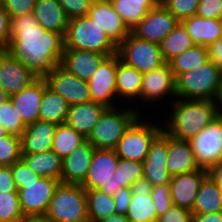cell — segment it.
Masks as SVG:
<instances>
[{
	"instance_id": "obj_1",
	"label": "cell",
	"mask_w": 222,
	"mask_h": 222,
	"mask_svg": "<svg viewBox=\"0 0 222 222\" xmlns=\"http://www.w3.org/2000/svg\"><path fill=\"white\" fill-rule=\"evenodd\" d=\"M10 39L7 50L38 77H45L61 64L63 37L45 30L33 13L11 18Z\"/></svg>"
},
{
	"instance_id": "obj_2",
	"label": "cell",
	"mask_w": 222,
	"mask_h": 222,
	"mask_svg": "<svg viewBox=\"0 0 222 222\" xmlns=\"http://www.w3.org/2000/svg\"><path fill=\"white\" fill-rule=\"evenodd\" d=\"M167 102L172 112L163 120V131L177 140L189 141L218 116L216 101L176 98Z\"/></svg>"
},
{
	"instance_id": "obj_3",
	"label": "cell",
	"mask_w": 222,
	"mask_h": 222,
	"mask_svg": "<svg viewBox=\"0 0 222 222\" xmlns=\"http://www.w3.org/2000/svg\"><path fill=\"white\" fill-rule=\"evenodd\" d=\"M176 96L186 100L215 101L222 85L220 68L211 60L175 78Z\"/></svg>"
},
{
	"instance_id": "obj_4",
	"label": "cell",
	"mask_w": 222,
	"mask_h": 222,
	"mask_svg": "<svg viewBox=\"0 0 222 222\" xmlns=\"http://www.w3.org/2000/svg\"><path fill=\"white\" fill-rule=\"evenodd\" d=\"M134 108H106L86 140L95 149L114 150L126 129L141 113L140 109Z\"/></svg>"
},
{
	"instance_id": "obj_5",
	"label": "cell",
	"mask_w": 222,
	"mask_h": 222,
	"mask_svg": "<svg viewBox=\"0 0 222 222\" xmlns=\"http://www.w3.org/2000/svg\"><path fill=\"white\" fill-rule=\"evenodd\" d=\"M64 48L93 51L106 56L117 53V45L89 16L70 19Z\"/></svg>"
},
{
	"instance_id": "obj_6",
	"label": "cell",
	"mask_w": 222,
	"mask_h": 222,
	"mask_svg": "<svg viewBox=\"0 0 222 222\" xmlns=\"http://www.w3.org/2000/svg\"><path fill=\"white\" fill-rule=\"evenodd\" d=\"M44 218L48 222H89L86 189L80 184L60 182Z\"/></svg>"
},
{
	"instance_id": "obj_7",
	"label": "cell",
	"mask_w": 222,
	"mask_h": 222,
	"mask_svg": "<svg viewBox=\"0 0 222 222\" xmlns=\"http://www.w3.org/2000/svg\"><path fill=\"white\" fill-rule=\"evenodd\" d=\"M142 117L144 113L130 124L114 149L119 158L144 162L151 143L163 131L161 124L146 121Z\"/></svg>"
},
{
	"instance_id": "obj_8",
	"label": "cell",
	"mask_w": 222,
	"mask_h": 222,
	"mask_svg": "<svg viewBox=\"0 0 222 222\" xmlns=\"http://www.w3.org/2000/svg\"><path fill=\"white\" fill-rule=\"evenodd\" d=\"M117 53L122 62L141 73L149 72L166 63L159 44L138 39L132 33L117 46Z\"/></svg>"
},
{
	"instance_id": "obj_9",
	"label": "cell",
	"mask_w": 222,
	"mask_h": 222,
	"mask_svg": "<svg viewBox=\"0 0 222 222\" xmlns=\"http://www.w3.org/2000/svg\"><path fill=\"white\" fill-rule=\"evenodd\" d=\"M200 168L209 169L222 161V118L218 115L189 140Z\"/></svg>"
},
{
	"instance_id": "obj_10",
	"label": "cell",
	"mask_w": 222,
	"mask_h": 222,
	"mask_svg": "<svg viewBox=\"0 0 222 222\" xmlns=\"http://www.w3.org/2000/svg\"><path fill=\"white\" fill-rule=\"evenodd\" d=\"M118 160L115 150L95 149L87 176L81 185L86 190L101 189L113 196L117 191V181L113 175Z\"/></svg>"
},
{
	"instance_id": "obj_11",
	"label": "cell",
	"mask_w": 222,
	"mask_h": 222,
	"mask_svg": "<svg viewBox=\"0 0 222 222\" xmlns=\"http://www.w3.org/2000/svg\"><path fill=\"white\" fill-rule=\"evenodd\" d=\"M59 184V180L48 177H40L37 181L22 184V189L17 191L24 217H44Z\"/></svg>"
},
{
	"instance_id": "obj_12",
	"label": "cell",
	"mask_w": 222,
	"mask_h": 222,
	"mask_svg": "<svg viewBox=\"0 0 222 222\" xmlns=\"http://www.w3.org/2000/svg\"><path fill=\"white\" fill-rule=\"evenodd\" d=\"M116 69L117 53L106 56L88 81L92 101L106 108L117 107L119 104L116 95Z\"/></svg>"
},
{
	"instance_id": "obj_13",
	"label": "cell",
	"mask_w": 222,
	"mask_h": 222,
	"mask_svg": "<svg viewBox=\"0 0 222 222\" xmlns=\"http://www.w3.org/2000/svg\"><path fill=\"white\" fill-rule=\"evenodd\" d=\"M44 79L47 86L70 106L92 101L88 82L69 73L61 65H57Z\"/></svg>"
},
{
	"instance_id": "obj_14",
	"label": "cell",
	"mask_w": 222,
	"mask_h": 222,
	"mask_svg": "<svg viewBox=\"0 0 222 222\" xmlns=\"http://www.w3.org/2000/svg\"><path fill=\"white\" fill-rule=\"evenodd\" d=\"M179 21L162 5L149 10L146 16L131 30L143 41L160 44L178 25Z\"/></svg>"
},
{
	"instance_id": "obj_15",
	"label": "cell",
	"mask_w": 222,
	"mask_h": 222,
	"mask_svg": "<svg viewBox=\"0 0 222 222\" xmlns=\"http://www.w3.org/2000/svg\"><path fill=\"white\" fill-rule=\"evenodd\" d=\"M166 96L173 100L177 98L175 76L168 63L143 73L140 101L154 104V101H162Z\"/></svg>"
},
{
	"instance_id": "obj_16",
	"label": "cell",
	"mask_w": 222,
	"mask_h": 222,
	"mask_svg": "<svg viewBox=\"0 0 222 222\" xmlns=\"http://www.w3.org/2000/svg\"><path fill=\"white\" fill-rule=\"evenodd\" d=\"M37 78L8 50L0 52V86L9 96L25 89Z\"/></svg>"
},
{
	"instance_id": "obj_17",
	"label": "cell",
	"mask_w": 222,
	"mask_h": 222,
	"mask_svg": "<svg viewBox=\"0 0 222 222\" xmlns=\"http://www.w3.org/2000/svg\"><path fill=\"white\" fill-rule=\"evenodd\" d=\"M168 158V135L162 131L151 143L149 153L143 162V178L152 187L170 184L172 176L166 168Z\"/></svg>"
},
{
	"instance_id": "obj_18",
	"label": "cell",
	"mask_w": 222,
	"mask_h": 222,
	"mask_svg": "<svg viewBox=\"0 0 222 222\" xmlns=\"http://www.w3.org/2000/svg\"><path fill=\"white\" fill-rule=\"evenodd\" d=\"M208 175L207 169L199 168L191 173L172 176L170 182V196L173 205L192 210L198 190L204 178Z\"/></svg>"
},
{
	"instance_id": "obj_19",
	"label": "cell",
	"mask_w": 222,
	"mask_h": 222,
	"mask_svg": "<svg viewBox=\"0 0 222 222\" xmlns=\"http://www.w3.org/2000/svg\"><path fill=\"white\" fill-rule=\"evenodd\" d=\"M132 198L126 213L129 222H157L158 216L151 197L152 185L141 178L131 186Z\"/></svg>"
},
{
	"instance_id": "obj_20",
	"label": "cell",
	"mask_w": 222,
	"mask_h": 222,
	"mask_svg": "<svg viewBox=\"0 0 222 222\" xmlns=\"http://www.w3.org/2000/svg\"><path fill=\"white\" fill-rule=\"evenodd\" d=\"M88 16L105 31L117 46L131 33L109 0L92 3Z\"/></svg>"
},
{
	"instance_id": "obj_21",
	"label": "cell",
	"mask_w": 222,
	"mask_h": 222,
	"mask_svg": "<svg viewBox=\"0 0 222 222\" xmlns=\"http://www.w3.org/2000/svg\"><path fill=\"white\" fill-rule=\"evenodd\" d=\"M43 93L44 77H38L28 87L10 96L11 102L26 126L39 120Z\"/></svg>"
},
{
	"instance_id": "obj_22",
	"label": "cell",
	"mask_w": 222,
	"mask_h": 222,
	"mask_svg": "<svg viewBox=\"0 0 222 222\" xmlns=\"http://www.w3.org/2000/svg\"><path fill=\"white\" fill-rule=\"evenodd\" d=\"M95 148L89 141L77 147L69 156L63 159L61 183L82 184L91 165Z\"/></svg>"
},
{
	"instance_id": "obj_23",
	"label": "cell",
	"mask_w": 222,
	"mask_h": 222,
	"mask_svg": "<svg viewBox=\"0 0 222 222\" xmlns=\"http://www.w3.org/2000/svg\"><path fill=\"white\" fill-rule=\"evenodd\" d=\"M106 55L85 50L64 48L61 66L69 73L89 81Z\"/></svg>"
},
{
	"instance_id": "obj_24",
	"label": "cell",
	"mask_w": 222,
	"mask_h": 222,
	"mask_svg": "<svg viewBox=\"0 0 222 222\" xmlns=\"http://www.w3.org/2000/svg\"><path fill=\"white\" fill-rule=\"evenodd\" d=\"M57 125L37 120L26 126L21 135L22 154H36L52 150Z\"/></svg>"
},
{
	"instance_id": "obj_25",
	"label": "cell",
	"mask_w": 222,
	"mask_h": 222,
	"mask_svg": "<svg viewBox=\"0 0 222 222\" xmlns=\"http://www.w3.org/2000/svg\"><path fill=\"white\" fill-rule=\"evenodd\" d=\"M166 168L171 176L191 173L200 168L196 164L189 141L177 140L168 135Z\"/></svg>"
},
{
	"instance_id": "obj_26",
	"label": "cell",
	"mask_w": 222,
	"mask_h": 222,
	"mask_svg": "<svg viewBox=\"0 0 222 222\" xmlns=\"http://www.w3.org/2000/svg\"><path fill=\"white\" fill-rule=\"evenodd\" d=\"M33 14L45 30L60 34L64 38L69 19L57 0H36Z\"/></svg>"
},
{
	"instance_id": "obj_27",
	"label": "cell",
	"mask_w": 222,
	"mask_h": 222,
	"mask_svg": "<svg viewBox=\"0 0 222 222\" xmlns=\"http://www.w3.org/2000/svg\"><path fill=\"white\" fill-rule=\"evenodd\" d=\"M195 45L208 47L222 38V20L194 15L180 22Z\"/></svg>"
},
{
	"instance_id": "obj_28",
	"label": "cell",
	"mask_w": 222,
	"mask_h": 222,
	"mask_svg": "<svg viewBox=\"0 0 222 222\" xmlns=\"http://www.w3.org/2000/svg\"><path fill=\"white\" fill-rule=\"evenodd\" d=\"M105 109L104 105L93 101L72 105L65 123L87 138Z\"/></svg>"
},
{
	"instance_id": "obj_29",
	"label": "cell",
	"mask_w": 222,
	"mask_h": 222,
	"mask_svg": "<svg viewBox=\"0 0 222 222\" xmlns=\"http://www.w3.org/2000/svg\"><path fill=\"white\" fill-rule=\"evenodd\" d=\"M142 79L143 73L122 62L117 53L116 95L119 101L123 99L127 102L126 100L129 99V103L137 102V100L140 102Z\"/></svg>"
},
{
	"instance_id": "obj_30",
	"label": "cell",
	"mask_w": 222,
	"mask_h": 222,
	"mask_svg": "<svg viewBox=\"0 0 222 222\" xmlns=\"http://www.w3.org/2000/svg\"><path fill=\"white\" fill-rule=\"evenodd\" d=\"M109 1L130 31L146 16L149 10L156 8L161 4V0Z\"/></svg>"
},
{
	"instance_id": "obj_31",
	"label": "cell",
	"mask_w": 222,
	"mask_h": 222,
	"mask_svg": "<svg viewBox=\"0 0 222 222\" xmlns=\"http://www.w3.org/2000/svg\"><path fill=\"white\" fill-rule=\"evenodd\" d=\"M21 159L40 177L54 178L61 182L63 160L54 151L22 154Z\"/></svg>"
},
{
	"instance_id": "obj_32",
	"label": "cell",
	"mask_w": 222,
	"mask_h": 222,
	"mask_svg": "<svg viewBox=\"0 0 222 222\" xmlns=\"http://www.w3.org/2000/svg\"><path fill=\"white\" fill-rule=\"evenodd\" d=\"M70 105L68 102L47 86L44 79V93L41 101L39 120L56 125L66 122Z\"/></svg>"
},
{
	"instance_id": "obj_33",
	"label": "cell",
	"mask_w": 222,
	"mask_h": 222,
	"mask_svg": "<svg viewBox=\"0 0 222 222\" xmlns=\"http://www.w3.org/2000/svg\"><path fill=\"white\" fill-rule=\"evenodd\" d=\"M193 214H206L222 211V190L207 175L200 185L191 210Z\"/></svg>"
},
{
	"instance_id": "obj_34",
	"label": "cell",
	"mask_w": 222,
	"mask_h": 222,
	"mask_svg": "<svg viewBox=\"0 0 222 222\" xmlns=\"http://www.w3.org/2000/svg\"><path fill=\"white\" fill-rule=\"evenodd\" d=\"M89 222H98L116 213L115 201L101 189L86 190Z\"/></svg>"
},
{
	"instance_id": "obj_35",
	"label": "cell",
	"mask_w": 222,
	"mask_h": 222,
	"mask_svg": "<svg viewBox=\"0 0 222 222\" xmlns=\"http://www.w3.org/2000/svg\"><path fill=\"white\" fill-rule=\"evenodd\" d=\"M209 60L208 49L205 46L194 45L185 52L171 59L168 64L175 78L182 73L189 72Z\"/></svg>"
},
{
	"instance_id": "obj_36",
	"label": "cell",
	"mask_w": 222,
	"mask_h": 222,
	"mask_svg": "<svg viewBox=\"0 0 222 222\" xmlns=\"http://www.w3.org/2000/svg\"><path fill=\"white\" fill-rule=\"evenodd\" d=\"M163 59L168 63L195 44L184 26L179 22L171 33L159 44Z\"/></svg>"
},
{
	"instance_id": "obj_37",
	"label": "cell",
	"mask_w": 222,
	"mask_h": 222,
	"mask_svg": "<svg viewBox=\"0 0 222 222\" xmlns=\"http://www.w3.org/2000/svg\"><path fill=\"white\" fill-rule=\"evenodd\" d=\"M85 141L86 138L82 134L66 123L59 124L54 134L52 151L63 160Z\"/></svg>"
},
{
	"instance_id": "obj_38",
	"label": "cell",
	"mask_w": 222,
	"mask_h": 222,
	"mask_svg": "<svg viewBox=\"0 0 222 222\" xmlns=\"http://www.w3.org/2000/svg\"><path fill=\"white\" fill-rule=\"evenodd\" d=\"M117 190L131 188L132 184L143 178V162L119 158L115 174Z\"/></svg>"
},
{
	"instance_id": "obj_39",
	"label": "cell",
	"mask_w": 222,
	"mask_h": 222,
	"mask_svg": "<svg viewBox=\"0 0 222 222\" xmlns=\"http://www.w3.org/2000/svg\"><path fill=\"white\" fill-rule=\"evenodd\" d=\"M23 218L18 192H0V222H19Z\"/></svg>"
},
{
	"instance_id": "obj_40",
	"label": "cell",
	"mask_w": 222,
	"mask_h": 222,
	"mask_svg": "<svg viewBox=\"0 0 222 222\" xmlns=\"http://www.w3.org/2000/svg\"><path fill=\"white\" fill-rule=\"evenodd\" d=\"M0 125L5 128L9 134L21 137L26 125L18 115L11 100L0 104Z\"/></svg>"
},
{
	"instance_id": "obj_41",
	"label": "cell",
	"mask_w": 222,
	"mask_h": 222,
	"mask_svg": "<svg viewBox=\"0 0 222 222\" xmlns=\"http://www.w3.org/2000/svg\"><path fill=\"white\" fill-rule=\"evenodd\" d=\"M21 157V137L9 134L0 138V167L11 166Z\"/></svg>"
},
{
	"instance_id": "obj_42",
	"label": "cell",
	"mask_w": 222,
	"mask_h": 222,
	"mask_svg": "<svg viewBox=\"0 0 222 222\" xmlns=\"http://www.w3.org/2000/svg\"><path fill=\"white\" fill-rule=\"evenodd\" d=\"M161 4L181 22L196 15L199 0H161Z\"/></svg>"
},
{
	"instance_id": "obj_43",
	"label": "cell",
	"mask_w": 222,
	"mask_h": 222,
	"mask_svg": "<svg viewBox=\"0 0 222 222\" xmlns=\"http://www.w3.org/2000/svg\"><path fill=\"white\" fill-rule=\"evenodd\" d=\"M151 197L158 217L162 216L173 205L170 196V184L152 187Z\"/></svg>"
},
{
	"instance_id": "obj_44",
	"label": "cell",
	"mask_w": 222,
	"mask_h": 222,
	"mask_svg": "<svg viewBox=\"0 0 222 222\" xmlns=\"http://www.w3.org/2000/svg\"><path fill=\"white\" fill-rule=\"evenodd\" d=\"M10 167L17 190L22 189V184H29L30 182L37 181L40 178L39 175L28 168L22 159L16 161Z\"/></svg>"
},
{
	"instance_id": "obj_45",
	"label": "cell",
	"mask_w": 222,
	"mask_h": 222,
	"mask_svg": "<svg viewBox=\"0 0 222 222\" xmlns=\"http://www.w3.org/2000/svg\"><path fill=\"white\" fill-rule=\"evenodd\" d=\"M67 18L73 19L82 16H88L91 2L89 0H57Z\"/></svg>"
},
{
	"instance_id": "obj_46",
	"label": "cell",
	"mask_w": 222,
	"mask_h": 222,
	"mask_svg": "<svg viewBox=\"0 0 222 222\" xmlns=\"http://www.w3.org/2000/svg\"><path fill=\"white\" fill-rule=\"evenodd\" d=\"M36 0H3L2 5L11 18L32 14Z\"/></svg>"
},
{
	"instance_id": "obj_47",
	"label": "cell",
	"mask_w": 222,
	"mask_h": 222,
	"mask_svg": "<svg viewBox=\"0 0 222 222\" xmlns=\"http://www.w3.org/2000/svg\"><path fill=\"white\" fill-rule=\"evenodd\" d=\"M196 15L222 20V0H199Z\"/></svg>"
},
{
	"instance_id": "obj_48",
	"label": "cell",
	"mask_w": 222,
	"mask_h": 222,
	"mask_svg": "<svg viewBox=\"0 0 222 222\" xmlns=\"http://www.w3.org/2000/svg\"><path fill=\"white\" fill-rule=\"evenodd\" d=\"M192 211L172 205L162 216L158 217L157 222H192Z\"/></svg>"
},
{
	"instance_id": "obj_49",
	"label": "cell",
	"mask_w": 222,
	"mask_h": 222,
	"mask_svg": "<svg viewBox=\"0 0 222 222\" xmlns=\"http://www.w3.org/2000/svg\"><path fill=\"white\" fill-rule=\"evenodd\" d=\"M11 17L0 4V48L7 50L11 44L10 39Z\"/></svg>"
},
{
	"instance_id": "obj_50",
	"label": "cell",
	"mask_w": 222,
	"mask_h": 222,
	"mask_svg": "<svg viewBox=\"0 0 222 222\" xmlns=\"http://www.w3.org/2000/svg\"><path fill=\"white\" fill-rule=\"evenodd\" d=\"M115 201L116 213L126 215L129 207L130 200L132 198L131 188H121L113 194Z\"/></svg>"
},
{
	"instance_id": "obj_51",
	"label": "cell",
	"mask_w": 222,
	"mask_h": 222,
	"mask_svg": "<svg viewBox=\"0 0 222 222\" xmlns=\"http://www.w3.org/2000/svg\"><path fill=\"white\" fill-rule=\"evenodd\" d=\"M0 192H18L10 166L0 167Z\"/></svg>"
},
{
	"instance_id": "obj_52",
	"label": "cell",
	"mask_w": 222,
	"mask_h": 222,
	"mask_svg": "<svg viewBox=\"0 0 222 222\" xmlns=\"http://www.w3.org/2000/svg\"><path fill=\"white\" fill-rule=\"evenodd\" d=\"M207 49L209 60L220 68L222 66V38L210 44Z\"/></svg>"
},
{
	"instance_id": "obj_53",
	"label": "cell",
	"mask_w": 222,
	"mask_h": 222,
	"mask_svg": "<svg viewBox=\"0 0 222 222\" xmlns=\"http://www.w3.org/2000/svg\"><path fill=\"white\" fill-rule=\"evenodd\" d=\"M192 222H222V211L206 214H193Z\"/></svg>"
},
{
	"instance_id": "obj_54",
	"label": "cell",
	"mask_w": 222,
	"mask_h": 222,
	"mask_svg": "<svg viewBox=\"0 0 222 222\" xmlns=\"http://www.w3.org/2000/svg\"><path fill=\"white\" fill-rule=\"evenodd\" d=\"M207 171L210 178L222 190V161L216 165H213Z\"/></svg>"
},
{
	"instance_id": "obj_55",
	"label": "cell",
	"mask_w": 222,
	"mask_h": 222,
	"mask_svg": "<svg viewBox=\"0 0 222 222\" xmlns=\"http://www.w3.org/2000/svg\"><path fill=\"white\" fill-rule=\"evenodd\" d=\"M98 222H129V219L127 218L126 215L114 213L110 215L109 217L103 220H100Z\"/></svg>"
},
{
	"instance_id": "obj_56",
	"label": "cell",
	"mask_w": 222,
	"mask_h": 222,
	"mask_svg": "<svg viewBox=\"0 0 222 222\" xmlns=\"http://www.w3.org/2000/svg\"><path fill=\"white\" fill-rule=\"evenodd\" d=\"M215 101L218 115H220L222 113V85L219 88V92Z\"/></svg>"
},
{
	"instance_id": "obj_57",
	"label": "cell",
	"mask_w": 222,
	"mask_h": 222,
	"mask_svg": "<svg viewBox=\"0 0 222 222\" xmlns=\"http://www.w3.org/2000/svg\"><path fill=\"white\" fill-rule=\"evenodd\" d=\"M19 222H48L44 217H24Z\"/></svg>"
},
{
	"instance_id": "obj_58",
	"label": "cell",
	"mask_w": 222,
	"mask_h": 222,
	"mask_svg": "<svg viewBox=\"0 0 222 222\" xmlns=\"http://www.w3.org/2000/svg\"><path fill=\"white\" fill-rule=\"evenodd\" d=\"M10 99V96L4 91V89L0 86V104L6 102Z\"/></svg>"
},
{
	"instance_id": "obj_59",
	"label": "cell",
	"mask_w": 222,
	"mask_h": 222,
	"mask_svg": "<svg viewBox=\"0 0 222 222\" xmlns=\"http://www.w3.org/2000/svg\"><path fill=\"white\" fill-rule=\"evenodd\" d=\"M7 135H9V133L5 130L3 126L0 125V138H3Z\"/></svg>"
},
{
	"instance_id": "obj_60",
	"label": "cell",
	"mask_w": 222,
	"mask_h": 222,
	"mask_svg": "<svg viewBox=\"0 0 222 222\" xmlns=\"http://www.w3.org/2000/svg\"><path fill=\"white\" fill-rule=\"evenodd\" d=\"M91 3H98V2H103V1H106V0H89Z\"/></svg>"
}]
</instances>
